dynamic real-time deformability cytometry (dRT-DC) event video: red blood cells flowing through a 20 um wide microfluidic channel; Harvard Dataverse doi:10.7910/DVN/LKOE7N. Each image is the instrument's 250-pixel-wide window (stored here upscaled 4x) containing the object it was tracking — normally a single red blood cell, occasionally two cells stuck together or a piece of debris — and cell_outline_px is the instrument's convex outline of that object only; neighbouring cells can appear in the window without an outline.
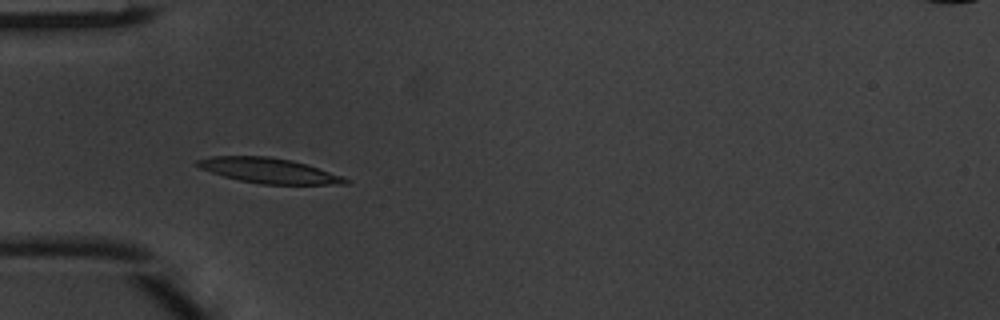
{"species": "common noctule bat (a hibernating species)", "species_latin": "Nyctalus noctula", "temperature_condition": "warm", "stored_images_in_passage": 6, "camera_frame_rate_fps": 3000, "um_per_image_px": 0.085, "animal": {"sex": "male", "body_mass_g": 20.1, "forearm_length_mm": 53.5}, "frame": {"image": 1, "passage_image": 5, "time_ms": 1.333, "image_size_px": [1000, 320], "cell_outline_px": [[352, 180], [348, 184], [260, 184], [240, 180], [224, 176], [200, 168], [196, 164], [196, 160], [212, 156], [268, 156], [292, 160], [308, 164], [344, 176]], "centroid_in_image_um": [22.92, 14.5], "position_along_channel_um": 62.1, "area_um2": 21.73}}